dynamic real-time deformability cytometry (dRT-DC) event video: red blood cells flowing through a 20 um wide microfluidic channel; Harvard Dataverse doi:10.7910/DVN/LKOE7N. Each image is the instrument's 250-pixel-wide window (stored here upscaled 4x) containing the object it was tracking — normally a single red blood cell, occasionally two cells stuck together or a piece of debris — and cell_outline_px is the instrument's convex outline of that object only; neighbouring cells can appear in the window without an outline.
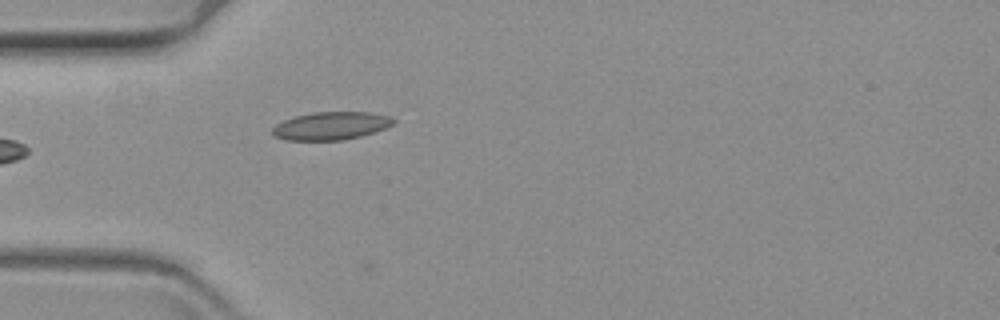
{"species": "common noctule bat (a hibernating species)", "species_latin": "Nyctalus noctula", "temperature_condition": "warm", "stored_images_in_passage": 36, "camera_frame_rate_fps": 3000, "um_per_image_px": 0.085, "animal": {"sex": "female", "body_mass_g": 19.3, "forearm_length_mm": 54.1}, "frame": {"image": 1, "passage_image": 2, "time_ms": 0.333, "image_size_px": [1000, 320], "cell_outline_px": [[396, 120], [392, 124], [384, 128], [360, 136], [344, 140], [288, 140], [276, 136], [272, 132], [272, 128], [276, 124], [284, 120], [296, 116], [312, 112], [372, 112], [388, 116]], "centroid_in_image_um": [28.13, 10.69], "position_along_channel_um": 56.9, "area_um2": 19.48}}